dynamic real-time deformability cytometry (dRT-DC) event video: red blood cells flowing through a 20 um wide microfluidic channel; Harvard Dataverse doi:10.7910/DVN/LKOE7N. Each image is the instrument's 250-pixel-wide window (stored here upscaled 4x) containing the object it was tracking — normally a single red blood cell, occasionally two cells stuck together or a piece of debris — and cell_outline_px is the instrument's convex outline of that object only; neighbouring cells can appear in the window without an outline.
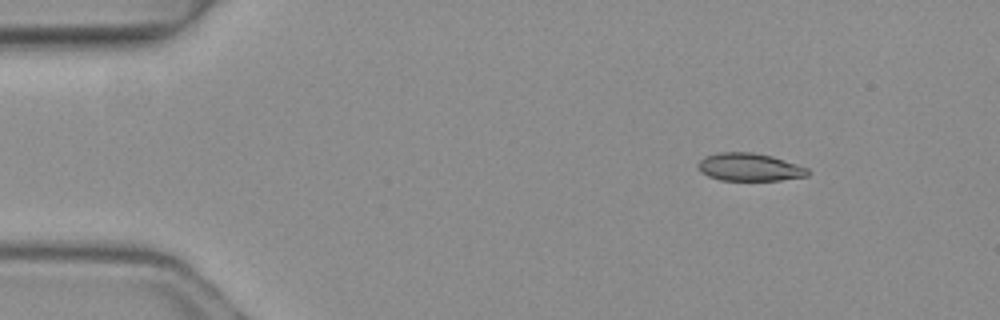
{"species": "common noctule bat (a hibernating species)", "species_latin": "Nyctalus noctula", "temperature_condition": "warm", "stored_images_in_passage": 2, "camera_frame_rate_fps": 3000, "um_per_image_px": 0.085, "animal": {"sex": "female", "body_mass_g": 19.3, "forearm_length_mm": 54.1}, "frame": {"image": 1, "passage_image": 1, "time_ms": 0.0, "image_size_px": [1000, 320], "cell_outline_px": [[808, 176], [780, 180], [720, 180], [708, 176], [700, 172], [696, 164], [704, 156], [716, 152], [752, 152], [772, 156], [808, 168]], "centroid_in_image_um": [63.65, 14.2], "position_along_channel_um": 21.3, "area_um2": 17.86}}